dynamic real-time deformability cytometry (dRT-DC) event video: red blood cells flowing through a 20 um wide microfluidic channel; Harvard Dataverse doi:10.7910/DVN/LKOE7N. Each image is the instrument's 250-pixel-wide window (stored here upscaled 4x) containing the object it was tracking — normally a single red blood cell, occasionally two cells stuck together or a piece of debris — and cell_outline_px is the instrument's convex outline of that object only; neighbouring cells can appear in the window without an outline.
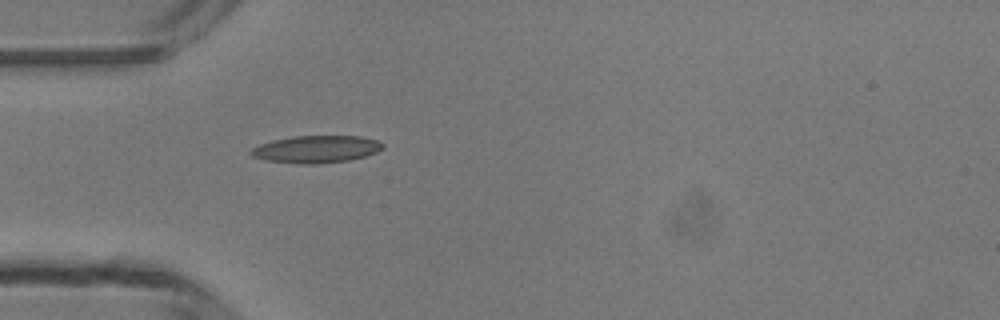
{"species": "common noctule bat (a hibernating species)", "species_latin": "Nyctalus noctula", "temperature_condition": "room temperature", "stored_images_in_passage": 4, "camera_frame_rate_fps": 3000, "um_per_image_px": 0.085, "animal": {"sex": "male", "body_mass_g": 13.3}, "frame": {"image": 1, "passage_image": 4, "time_ms": 4.333, "image_size_px": [1000, 320], "cell_outline_px": [[384, 148], [376, 152], [364, 156], [348, 160], [320, 164], [300, 164], [264, 160], [252, 156], [248, 152], [252, 148], [260, 144], [272, 140], [292, 136], [360, 136], [380, 140], [384, 144]], "centroid_in_image_um": [26.88, 12.68], "position_along_channel_um": 58.1, "area_um2": 21.15}}